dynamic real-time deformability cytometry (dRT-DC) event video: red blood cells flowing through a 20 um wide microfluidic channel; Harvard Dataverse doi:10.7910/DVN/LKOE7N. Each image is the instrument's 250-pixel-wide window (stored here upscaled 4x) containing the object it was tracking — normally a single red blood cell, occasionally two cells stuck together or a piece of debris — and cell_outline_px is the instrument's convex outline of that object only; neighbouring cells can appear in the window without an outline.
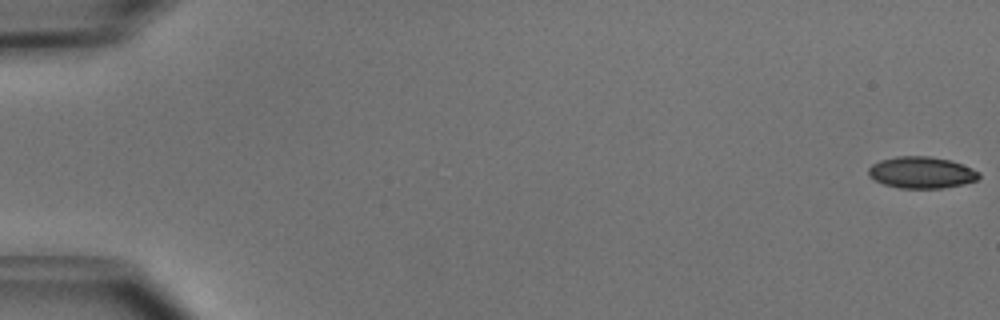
{"species": "common noctule bat (a hibernating species)", "species_latin": "Nyctalus noctula", "temperature_condition": "cold", "stored_images_in_passage": 51, "camera_frame_rate_fps": 3000, "um_per_image_px": 0.085, "animal": {"sex": "male", "body_mass_g": 15.6}, "frame": {"image": 1, "passage_image": 1, "time_ms": 0.0, "image_size_px": [1000, 320], "cell_outline_px": [[980, 176], [976, 180], [964, 184], [944, 188], [900, 188], [884, 184], [868, 176], [868, 168], [872, 164], [880, 160], [896, 156], [928, 156], [952, 160], [972, 168], [980, 172]], "centroid_in_image_um": [78.33, 14.66], "position_along_channel_um": 6.7, "area_um2": 20.46}}
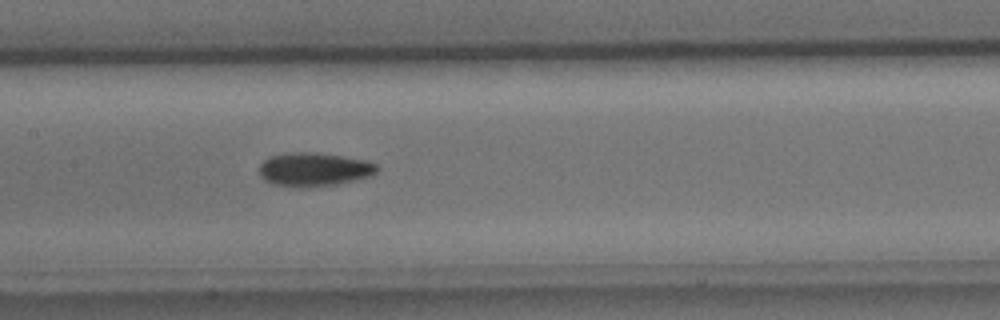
{"frame": {"image": 2, "passage_image": 26, "time_ms": 8.333, "image_size_px": [1000, 320], "cell_outline_px": [[380, 168], [372, 176], [356, 180], [336, 184], [300, 188], [276, 184], [264, 180], [260, 176], [260, 164], [268, 156], [296, 152], [312, 152], [340, 156], [364, 160], [376, 164]], "centroid_in_image_um": [26.7, 14.41], "position_along_channel_um": 180.7, "area_um2": 23.0}}
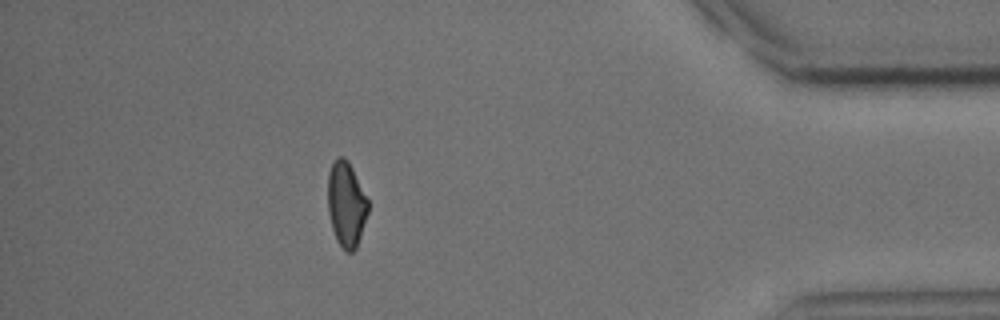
{"frame": {"image": 3, "passage_image": 46, "time_ms": 15.0, "image_size_px": [1000, 320], "cell_outline_px": [[368, 212], [356, 248], [352, 252], [348, 252], [336, 240], [332, 228], [328, 212], [328, 172], [332, 164], [340, 156], [344, 156], [348, 160], [368, 200]], "centroid_in_image_um": [29.42, 17.35], "position_along_channel_um": 405.8, "area_um2": 19.71}, "authors_computed_cell_mechanics": {"area_um2": 21.1548, "velocity_mm_per_s": 3.9926, "shape_relaxation_time_tau1_ms": 4.4989, "shape_relaxation_time_tau2_ms": null, "deformation_change_tau1": 0.124, "deformation_change_tau2": null}}